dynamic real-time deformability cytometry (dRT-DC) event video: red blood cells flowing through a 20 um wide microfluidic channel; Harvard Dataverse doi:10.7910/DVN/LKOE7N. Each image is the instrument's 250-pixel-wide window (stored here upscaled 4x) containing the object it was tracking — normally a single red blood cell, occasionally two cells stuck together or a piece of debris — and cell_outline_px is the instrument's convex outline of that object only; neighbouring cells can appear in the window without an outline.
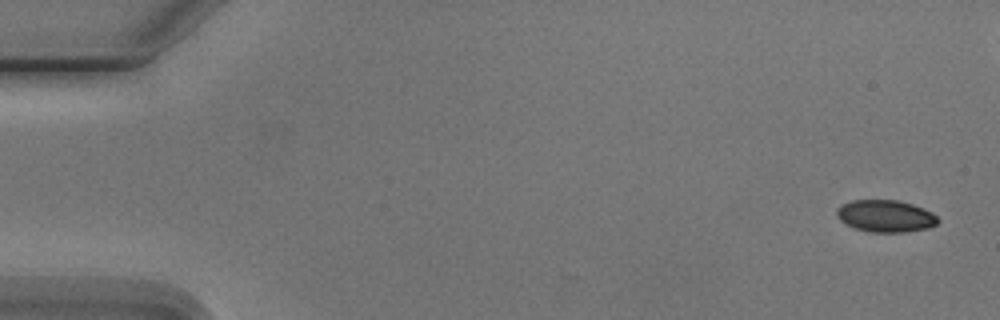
{"species": "Egyptian fruit bat (a non-hibernating species)", "species_latin": "Rousettus aegyptiacus", "temperature_condition": "cold", "stored_images_in_passage": 6, "camera_frame_rate_fps": 3000, "um_per_image_px": 0.085, "animal": {"sex": "male"}, "frame": {"image": 1, "passage_image": 1, "time_ms": 0.0, "image_size_px": [1000, 320], "cell_outline_px": [[940, 220], [936, 224], [928, 228], [904, 232], [872, 232], [856, 228], [840, 220], [836, 212], [844, 204], [852, 200], [896, 200], [912, 204], [932, 212]], "centroid_in_image_um": [75.31, 18.36], "position_along_channel_um": 9.7, "area_um2": 18.55}}